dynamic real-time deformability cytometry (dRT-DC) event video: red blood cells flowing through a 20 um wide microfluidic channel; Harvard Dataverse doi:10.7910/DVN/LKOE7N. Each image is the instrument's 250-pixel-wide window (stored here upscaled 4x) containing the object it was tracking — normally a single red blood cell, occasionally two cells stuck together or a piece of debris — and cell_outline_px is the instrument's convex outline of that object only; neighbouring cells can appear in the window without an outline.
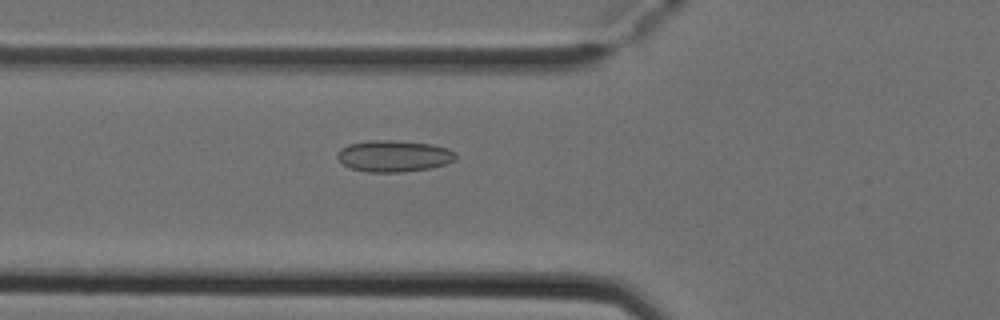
{"species": "Egyptian fruit bat (a non-hibernating species)", "species_latin": "Rousettus aegyptiacus", "temperature_condition": "cold", "stored_images_in_passage": 41, "camera_frame_rate_fps": 3000, "um_per_image_px": 0.085, "animal": {"sex": "female"}, "frame": {"image": 1, "passage_image": 14, "time_ms": 4.333, "image_size_px": [1000, 320], "cell_outline_px": [[456, 160], [444, 164], [428, 168], [400, 172], [368, 172], [352, 168], [344, 164], [336, 156], [336, 152], [340, 148], [348, 144], [372, 140], [392, 140], [432, 144], [448, 148], [456, 152]], "centroid_in_image_um": [33.47, 13.25], "position_along_channel_um": 92.3, "area_um2": 21.68}}
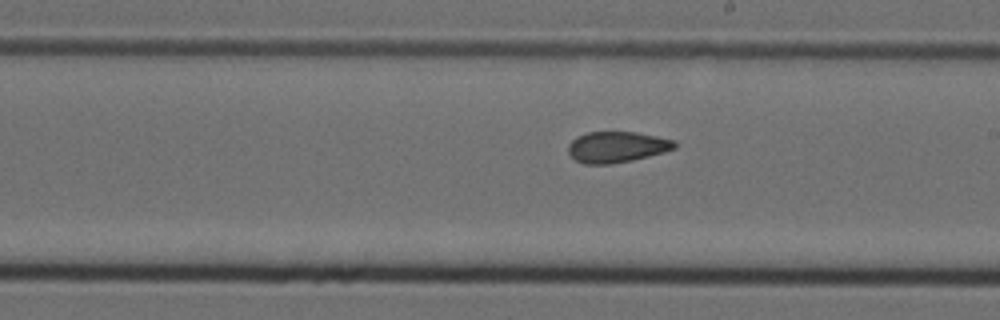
{"frame": {"image": 2, "passage_image": 25, "time_ms": 8.0, "image_size_px": [1000, 320], "cell_outline_px": [[676, 148], [664, 152], [632, 160], [612, 164], [584, 164], [576, 160], [568, 152], [568, 144], [576, 136], [588, 132], [636, 132], [676, 140]], "centroid_in_image_um": [52.43, 12.49], "position_along_channel_um": 236.6, "area_um2": 19.25}}
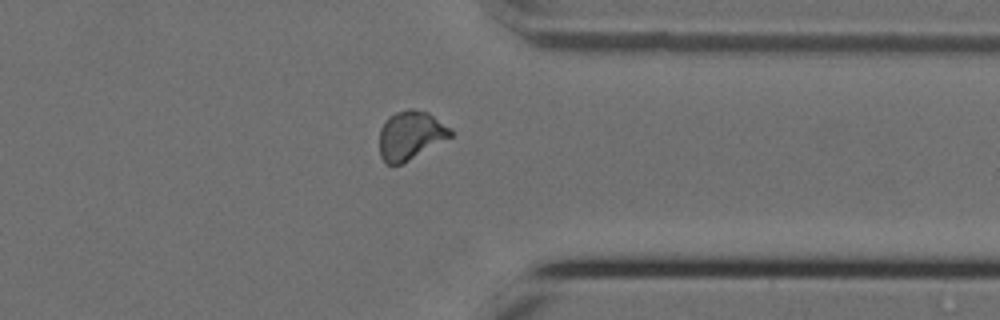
{"frame": {"image": 3, "passage_image": 36, "time_ms": 11.667, "image_size_px": [1000, 320], "cell_outline_px": [[452, 136], [408, 160], [400, 164], [388, 164], [380, 156], [380, 128], [388, 116], [396, 112], [408, 108], [412, 108], [428, 112], [452, 128]], "centroid_in_image_um": [34.9, 11.46], "position_along_channel_um": 376.5, "area_um2": 20.06}, "authors_computed_cell_mechanics": {"area_um2": 19.8832, "velocity_mm_per_s": 3.9114, "shape_relaxation_time_tau1_ms": null, "shape_relaxation_time_tau2_ms": 2.0031, "deformation_change_tau1": null, "deformation_change_tau2": 0.0634}}